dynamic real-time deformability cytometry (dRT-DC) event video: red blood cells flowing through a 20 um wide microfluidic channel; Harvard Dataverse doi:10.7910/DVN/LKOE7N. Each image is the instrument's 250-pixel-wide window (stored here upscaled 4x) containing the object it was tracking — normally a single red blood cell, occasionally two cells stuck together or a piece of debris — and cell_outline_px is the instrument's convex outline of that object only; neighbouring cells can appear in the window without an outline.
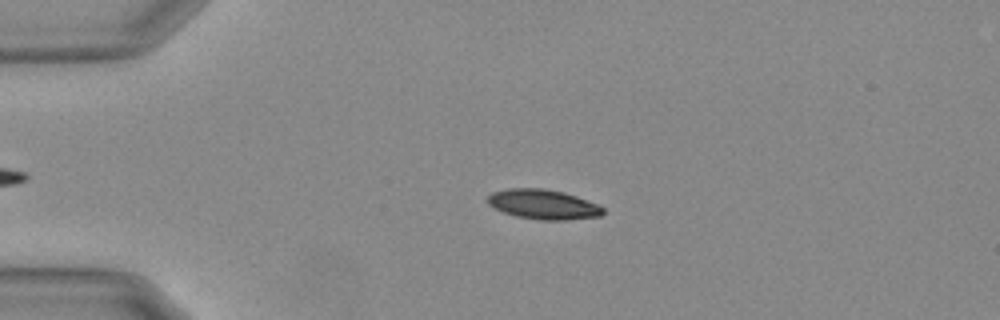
{"species": "Egyptian fruit bat (a non-hibernating species)", "species_latin": "Rousettus aegyptiacus", "temperature_condition": "warm", "stored_images_in_passage": 50, "camera_frame_rate_fps": 3000, "um_per_image_px": 0.085, "animal": {"sex": "female"}, "frame": {"image": 1, "passage_image": 14, "time_ms": 4.333, "image_size_px": [1000, 320], "cell_outline_px": [[604, 212], [600, 216], [564, 220], [540, 220], [516, 216], [504, 212], [488, 204], [484, 200], [492, 192], [508, 188], [544, 188], [564, 192], [576, 196], [596, 204], [604, 208]], "centroid_in_image_um": [46.14, 17.36], "position_along_channel_um": 38.9, "area_um2": 20.0}}
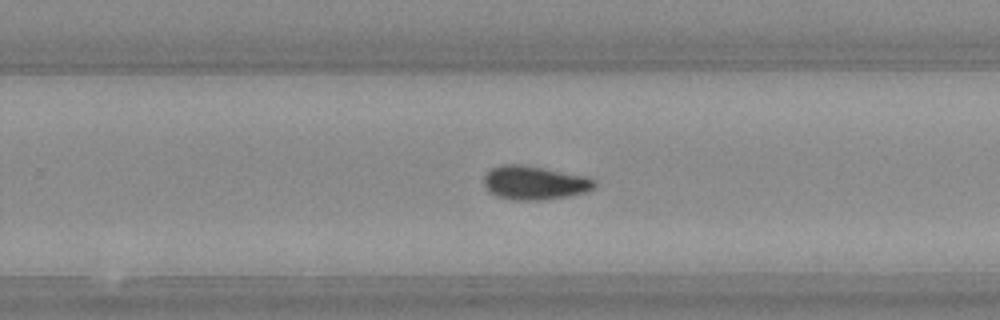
{"frame": {"image": 2, "passage_image": 37, "time_ms": 12.0, "image_size_px": [1000, 320], "cell_outline_px": [[596, 184], [592, 188], [584, 192], [568, 196], [544, 200], [512, 200], [496, 196], [488, 192], [484, 184], [484, 176], [492, 168], [504, 164], [520, 164], [584, 176], [596, 180]], "centroid_in_image_um": [45.39, 15.55], "position_along_channel_um": 284.4, "area_um2": 21.56}}
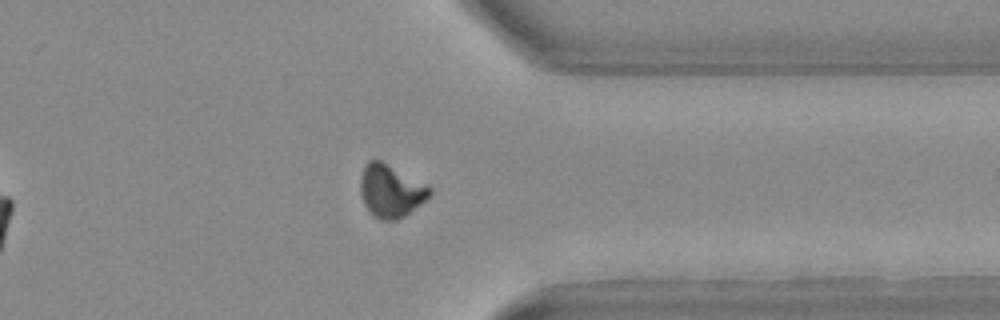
{"frame": {"image": 3, "passage_image": 45, "time_ms": 14.667, "image_size_px": [1000, 320], "cell_outline_px": [[432, 192], [420, 204], [404, 216], [396, 220], [380, 220], [372, 216], [364, 204], [360, 192], [360, 180], [364, 168], [368, 160], [380, 160], [432, 188]], "centroid_in_image_um": [33.18, 16.25], "position_along_channel_um": 378.2, "area_um2": 20.92}, "authors_computed_cell_mechanics": {"area_um2": 20.4901, "velocity_mm_per_s": 3.6899, "shape_relaxation_time_tau1_ms": 5.6508, "shape_relaxation_time_tau2_ms": 4.4739, "deformation_change_tau1": 0.1647, "deformation_change_tau2": 0.0838}}